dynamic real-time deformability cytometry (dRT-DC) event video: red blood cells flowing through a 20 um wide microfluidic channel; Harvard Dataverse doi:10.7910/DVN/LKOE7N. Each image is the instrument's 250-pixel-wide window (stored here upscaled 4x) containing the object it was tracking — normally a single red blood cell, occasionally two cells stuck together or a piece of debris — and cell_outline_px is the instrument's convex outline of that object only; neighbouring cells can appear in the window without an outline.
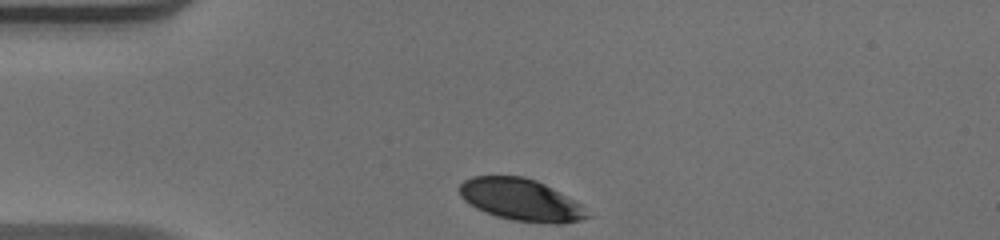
{"species": "human", "species_latin": "Homo sapiens", "temperature_condition": "warm", "stored_images_in_passage": 32, "camera_frame_rate_fps": 3000, "um_per_image_px": 0.085, "donor": {"sex": "male"}, "frame": {"image": 1, "passage_image": 1, "time_ms": 0.0, "image_size_px": [1000, 240], "cell_outline_px": [[592, 216], [580, 220], [564, 224], [548, 224], [512, 220], [496, 216], [484, 212], [476, 208], [464, 200], [460, 196], [460, 184], [464, 180], [472, 176], [524, 176], [536, 180], [544, 184], [580, 204]], "centroid_in_image_um": [44.27, 17.0], "position_along_channel_um": 40.7, "area_um2": 31.21}}
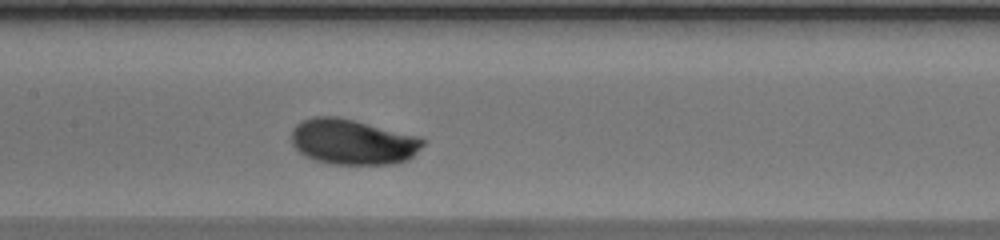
{"frame": {"image": 2, "passage_image": 14, "time_ms": 4.333, "image_size_px": [1000, 240], "cell_outline_px": [[424, 144], [408, 160], [392, 164], [332, 164], [312, 160], [304, 156], [292, 144], [292, 128], [296, 124], [312, 116], [336, 116], [420, 136], [424, 140]], "centroid_in_image_um": [29.96, 12.06], "position_along_channel_um": 177.4, "area_um2": 34.85}}
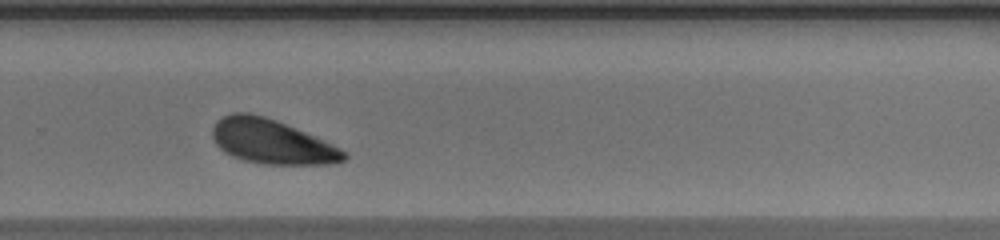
{"frame": {"image": 3, "passage_image": 24, "time_ms": 7.667, "image_size_px": [1000, 240], "cell_outline_px": [[348, 156], [344, 160], [332, 164], [264, 164], [244, 160], [232, 156], [224, 152], [216, 144], [212, 136], [212, 128], [216, 120], [232, 112], [248, 112], [264, 116], [276, 120], [332, 144], [348, 152]], "centroid_in_image_um": [23.07, 12.04], "position_along_channel_um": 306.7, "area_um2": 33.93}, "authors_computed_cell_mechanics": {"area_um2": 34.0731, "velocity_mm_per_s": 3.8907, "shape_relaxation_time_tau1_ms": 1.7016, "shape_relaxation_time_tau2_ms": null, "deformation_change_tau1": 0.1103, "deformation_change_tau2": null}}